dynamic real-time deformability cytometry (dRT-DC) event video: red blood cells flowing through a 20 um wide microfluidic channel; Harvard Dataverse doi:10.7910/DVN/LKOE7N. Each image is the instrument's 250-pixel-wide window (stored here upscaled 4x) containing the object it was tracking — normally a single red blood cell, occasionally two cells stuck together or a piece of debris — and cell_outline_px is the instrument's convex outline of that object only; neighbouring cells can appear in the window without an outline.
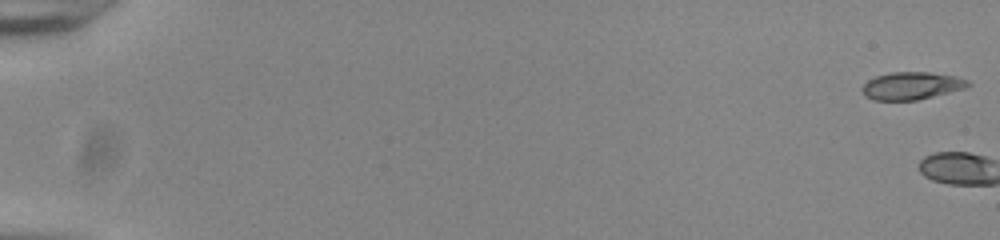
{"species": "common noctule bat (a hibernating species)", "species_latin": "Nyctalus noctula", "temperature_condition": "room temperature", "stored_images_in_passage": 3, "camera_frame_rate_fps": 3000, "um_per_image_px": 0.085, "animal": {"sex": "male", "body_mass_g": 20.0, "forearm_length_mm": 53.3}, "frame": {"image": 1, "passage_image": 1, "time_ms": 0.0, "image_size_px": [1000, 240], "cell_outline_px": [[972, 84], [964, 88], [916, 100], [872, 100], [864, 96], [860, 88], [868, 80], [876, 76], [892, 72], [928, 72], [952, 76], [968, 80]], "centroid_in_image_um": [77.42, 7.29], "position_along_channel_um": 7.6, "area_um2": 16.82}}